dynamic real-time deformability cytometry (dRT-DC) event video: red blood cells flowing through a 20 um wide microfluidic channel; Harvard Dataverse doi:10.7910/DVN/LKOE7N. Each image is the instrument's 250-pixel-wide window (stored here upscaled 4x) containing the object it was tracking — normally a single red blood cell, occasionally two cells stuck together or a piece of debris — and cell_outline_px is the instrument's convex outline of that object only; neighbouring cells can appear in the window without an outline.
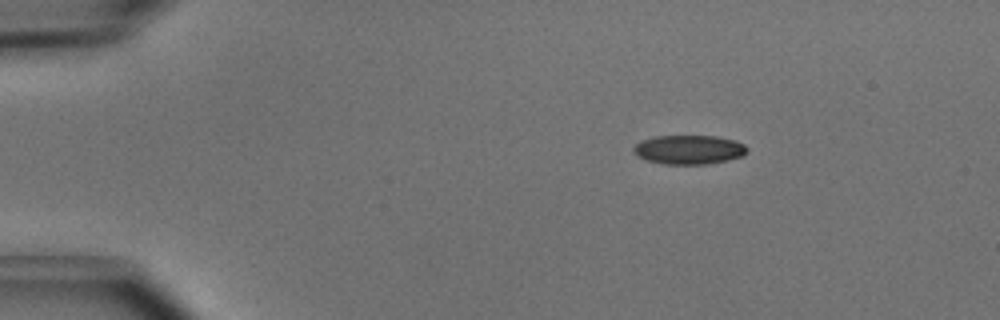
{"species": "common noctule bat (a hibernating species)", "species_latin": "Nyctalus noctula", "temperature_condition": "cold", "stored_images_in_passage": 4, "camera_frame_rate_fps": 3000, "um_per_image_px": 0.085, "animal": {"sex": "male", "body_mass_g": 15.6}, "frame": {"image": 1, "passage_image": 2, "time_ms": 0.333, "image_size_px": [1000, 320], "cell_outline_px": [[748, 152], [744, 156], [728, 160], [704, 164], [664, 164], [648, 160], [640, 156], [632, 148], [640, 140], [652, 136], [716, 136], [736, 140], [744, 144], [748, 148]], "centroid_in_image_um": [58.61, 12.71], "position_along_channel_um": 26.4, "area_um2": 19.31}}
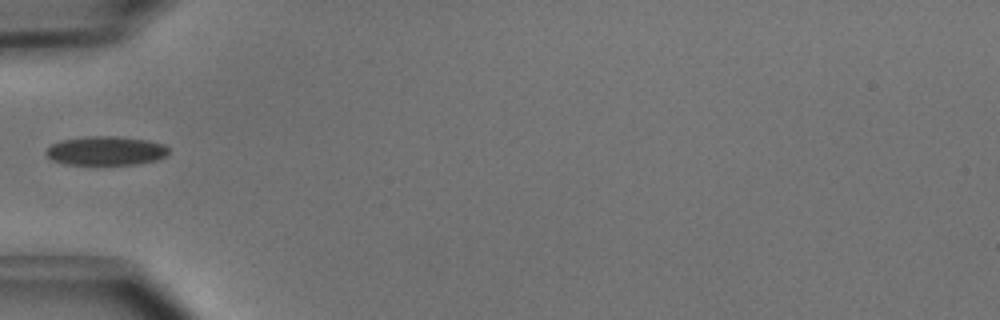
{"frame": {"image": 2, "passage_image": 4, "time_ms": 1.0, "image_size_px": [1000, 320], "cell_outline_px": [[168, 156], [156, 160], [136, 164], [64, 164], [52, 160], [44, 152], [52, 144], [60, 140], [88, 136], [116, 136], [148, 140], [164, 144], [168, 148]], "centroid_in_image_um": [9.01, 12.81], "position_along_channel_um": 76.0, "area_um2": 20.75}}